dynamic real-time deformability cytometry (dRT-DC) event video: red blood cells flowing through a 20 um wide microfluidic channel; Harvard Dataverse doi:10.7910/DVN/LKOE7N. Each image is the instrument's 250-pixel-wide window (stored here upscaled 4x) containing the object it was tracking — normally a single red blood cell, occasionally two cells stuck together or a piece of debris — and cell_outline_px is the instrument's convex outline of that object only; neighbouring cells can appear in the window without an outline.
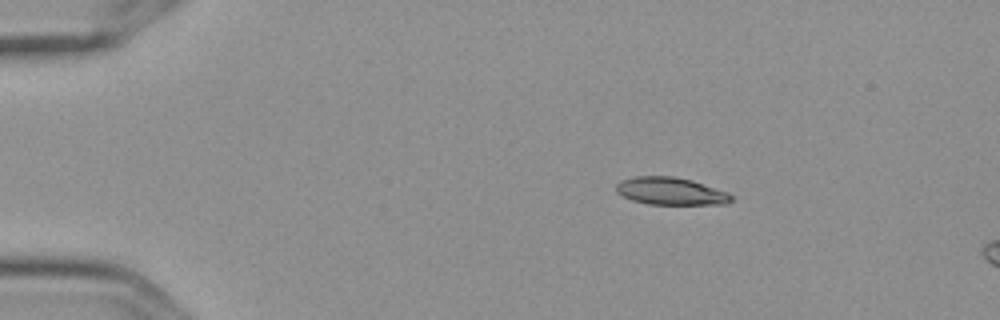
{"species": "Egyptian fruit bat (a non-hibernating species)", "species_latin": "Rousettus aegyptiacus", "temperature_condition": "cold", "stored_images_in_passage": 4, "camera_frame_rate_fps": 3000, "um_per_image_px": 0.085, "frame": {"image": 1, "passage_image": 2, "time_ms": 0.333, "image_size_px": [1000, 320], "cell_outline_px": [[732, 200], [728, 204], [648, 204], [632, 200], [616, 192], [616, 184], [620, 180], [636, 176], [672, 176], [692, 180], [728, 192], [732, 196]], "centroid_in_image_um": [57.01, 16.24], "position_along_channel_um": 28.0, "area_um2": 18.44}}